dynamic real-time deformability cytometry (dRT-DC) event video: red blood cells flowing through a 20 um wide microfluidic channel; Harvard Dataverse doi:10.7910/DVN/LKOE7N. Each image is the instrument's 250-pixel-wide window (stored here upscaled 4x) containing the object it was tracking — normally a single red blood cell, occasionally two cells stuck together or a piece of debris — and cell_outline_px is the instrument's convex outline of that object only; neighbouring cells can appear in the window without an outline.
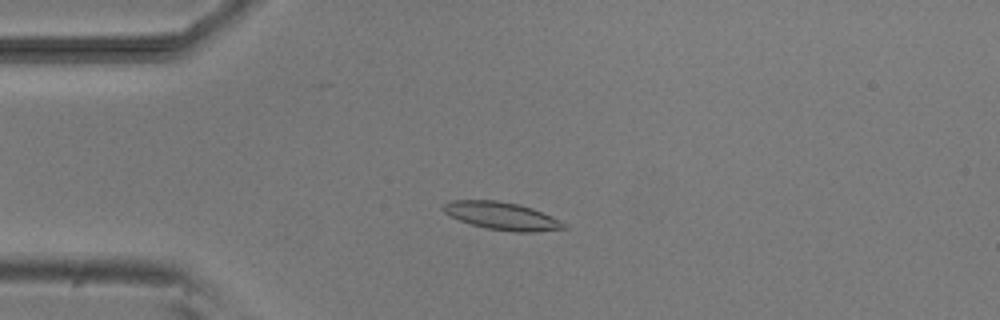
{"species": "common noctule bat (a hibernating species)", "species_latin": "Nyctalus noctula", "temperature_condition": "room temperature", "stored_images_in_passage": 10, "camera_frame_rate_fps": 3000, "um_per_image_px": 0.085, "animal": {"sex": "male", "body_mass_g": 20.5, "forearm_length_mm": 52.5}, "frame": {"image": 1, "passage_image": 4, "time_ms": 3.333, "image_size_px": [1000, 320], "cell_outline_px": [[568, 228], [532, 232], [512, 232], [484, 228], [460, 220], [444, 212], [440, 208], [444, 204], [452, 200], [496, 200], [520, 204], [532, 208], [552, 216], [568, 224]], "centroid_in_image_um": [42.69, 18.35], "position_along_channel_um": 42.3, "area_um2": 19.59}}
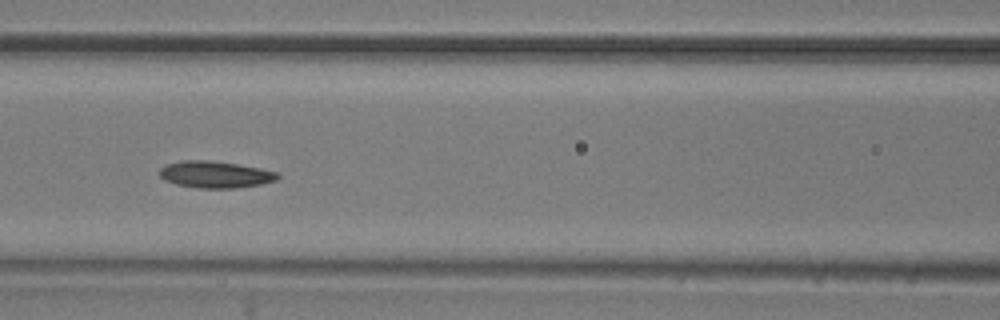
{"frame": {"image": 2, "passage_image": 7, "time_ms": 6.667, "image_size_px": [1000, 320], "cell_outline_px": [[280, 176], [276, 180], [260, 184], [236, 188], [196, 188], [176, 184], [164, 180], [160, 176], [160, 168], [164, 164], [184, 160], [208, 160], [236, 164], [260, 168], [280, 172]], "centroid_in_image_um": [18.29, 14.83], "position_along_channel_um": 148.3, "area_um2": 18.5}}
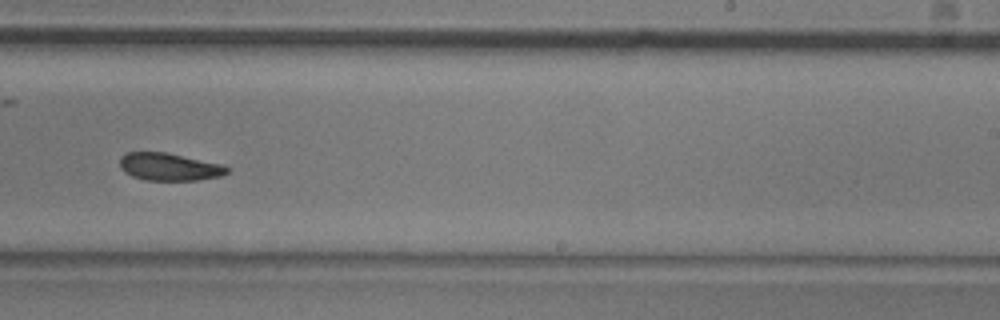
{"frame": {"image": 3, "passage_image": 10, "time_ms": 10.0, "image_size_px": [1000, 320], "cell_outline_px": [[228, 172], [220, 176], [196, 180], [144, 180], [132, 176], [124, 172], [120, 168], [120, 156], [128, 152], [164, 152], [224, 164], [228, 168]], "centroid_in_image_um": [14.37, 14.18], "position_along_channel_um": 274.6, "area_um2": 17.22}}